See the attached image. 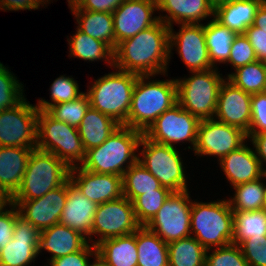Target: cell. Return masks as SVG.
<instances>
[{
	"mask_svg": "<svg viewBox=\"0 0 266 266\" xmlns=\"http://www.w3.org/2000/svg\"><path fill=\"white\" fill-rule=\"evenodd\" d=\"M68 195V180L44 196L33 200H11L20 216L40 232L59 223Z\"/></svg>",
	"mask_w": 266,
	"mask_h": 266,
	"instance_id": "16",
	"label": "cell"
},
{
	"mask_svg": "<svg viewBox=\"0 0 266 266\" xmlns=\"http://www.w3.org/2000/svg\"><path fill=\"white\" fill-rule=\"evenodd\" d=\"M188 193V189L171 192L157 214L145 225L167 244L191 236L192 201Z\"/></svg>",
	"mask_w": 266,
	"mask_h": 266,
	"instance_id": "10",
	"label": "cell"
},
{
	"mask_svg": "<svg viewBox=\"0 0 266 266\" xmlns=\"http://www.w3.org/2000/svg\"><path fill=\"white\" fill-rule=\"evenodd\" d=\"M249 138L255 148L256 157L259 159L260 165L266 173V168H263V162L266 163V133L247 135V139Z\"/></svg>",
	"mask_w": 266,
	"mask_h": 266,
	"instance_id": "51",
	"label": "cell"
},
{
	"mask_svg": "<svg viewBox=\"0 0 266 266\" xmlns=\"http://www.w3.org/2000/svg\"><path fill=\"white\" fill-rule=\"evenodd\" d=\"M158 10L168 16H158L168 27L176 24H200L201 20L214 16V7L208 0H156Z\"/></svg>",
	"mask_w": 266,
	"mask_h": 266,
	"instance_id": "23",
	"label": "cell"
},
{
	"mask_svg": "<svg viewBox=\"0 0 266 266\" xmlns=\"http://www.w3.org/2000/svg\"><path fill=\"white\" fill-rule=\"evenodd\" d=\"M252 25L266 32V6H264L262 3L256 11Z\"/></svg>",
	"mask_w": 266,
	"mask_h": 266,
	"instance_id": "52",
	"label": "cell"
},
{
	"mask_svg": "<svg viewBox=\"0 0 266 266\" xmlns=\"http://www.w3.org/2000/svg\"><path fill=\"white\" fill-rule=\"evenodd\" d=\"M123 196L133 202L138 196L157 190L160 182L139 162H135L122 176Z\"/></svg>",
	"mask_w": 266,
	"mask_h": 266,
	"instance_id": "36",
	"label": "cell"
},
{
	"mask_svg": "<svg viewBox=\"0 0 266 266\" xmlns=\"http://www.w3.org/2000/svg\"><path fill=\"white\" fill-rule=\"evenodd\" d=\"M124 0H74L69 3L71 10L113 13Z\"/></svg>",
	"mask_w": 266,
	"mask_h": 266,
	"instance_id": "48",
	"label": "cell"
},
{
	"mask_svg": "<svg viewBox=\"0 0 266 266\" xmlns=\"http://www.w3.org/2000/svg\"><path fill=\"white\" fill-rule=\"evenodd\" d=\"M90 106V99L87 93H83L75 100L52 105L47 112L54 119L78 128Z\"/></svg>",
	"mask_w": 266,
	"mask_h": 266,
	"instance_id": "39",
	"label": "cell"
},
{
	"mask_svg": "<svg viewBox=\"0 0 266 266\" xmlns=\"http://www.w3.org/2000/svg\"><path fill=\"white\" fill-rule=\"evenodd\" d=\"M263 210L266 211V192H265V202H264Z\"/></svg>",
	"mask_w": 266,
	"mask_h": 266,
	"instance_id": "56",
	"label": "cell"
},
{
	"mask_svg": "<svg viewBox=\"0 0 266 266\" xmlns=\"http://www.w3.org/2000/svg\"><path fill=\"white\" fill-rule=\"evenodd\" d=\"M136 244L138 266H169L168 244L145 226L136 230Z\"/></svg>",
	"mask_w": 266,
	"mask_h": 266,
	"instance_id": "30",
	"label": "cell"
},
{
	"mask_svg": "<svg viewBox=\"0 0 266 266\" xmlns=\"http://www.w3.org/2000/svg\"><path fill=\"white\" fill-rule=\"evenodd\" d=\"M169 55L173 46L190 72L206 71L214 68L208 55L204 24H181L179 32L169 27Z\"/></svg>",
	"mask_w": 266,
	"mask_h": 266,
	"instance_id": "15",
	"label": "cell"
},
{
	"mask_svg": "<svg viewBox=\"0 0 266 266\" xmlns=\"http://www.w3.org/2000/svg\"><path fill=\"white\" fill-rule=\"evenodd\" d=\"M141 225L137 222L133 202L125 196L97 205L93 219L91 236L100 238L93 242L133 234Z\"/></svg>",
	"mask_w": 266,
	"mask_h": 266,
	"instance_id": "13",
	"label": "cell"
},
{
	"mask_svg": "<svg viewBox=\"0 0 266 266\" xmlns=\"http://www.w3.org/2000/svg\"><path fill=\"white\" fill-rule=\"evenodd\" d=\"M138 74L116 70L95 80L87 93L92 108L125 126Z\"/></svg>",
	"mask_w": 266,
	"mask_h": 266,
	"instance_id": "4",
	"label": "cell"
},
{
	"mask_svg": "<svg viewBox=\"0 0 266 266\" xmlns=\"http://www.w3.org/2000/svg\"><path fill=\"white\" fill-rule=\"evenodd\" d=\"M70 168L53 153L33 149L17 192L11 200H33L63 185Z\"/></svg>",
	"mask_w": 266,
	"mask_h": 266,
	"instance_id": "6",
	"label": "cell"
},
{
	"mask_svg": "<svg viewBox=\"0 0 266 266\" xmlns=\"http://www.w3.org/2000/svg\"><path fill=\"white\" fill-rule=\"evenodd\" d=\"M244 35L248 38L254 48L257 60L266 61V32L260 28L251 25L245 30Z\"/></svg>",
	"mask_w": 266,
	"mask_h": 266,
	"instance_id": "49",
	"label": "cell"
},
{
	"mask_svg": "<svg viewBox=\"0 0 266 266\" xmlns=\"http://www.w3.org/2000/svg\"><path fill=\"white\" fill-rule=\"evenodd\" d=\"M158 10L156 0H124L112 13L116 46L140 31L153 26L158 16L152 17Z\"/></svg>",
	"mask_w": 266,
	"mask_h": 266,
	"instance_id": "17",
	"label": "cell"
},
{
	"mask_svg": "<svg viewBox=\"0 0 266 266\" xmlns=\"http://www.w3.org/2000/svg\"><path fill=\"white\" fill-rule=\"evenodd\" d=\"M76 17L77 29L106 43L115 50V33L112 13L87 10H71Z\"/></svg>",
	"mask_w": 266,
	"mask_h": 266,
	"instance_id": "29",
	"label": "cell"
},
{
	"mask_svg": "<svg viewBox=\"0 0 266 266\" xmlns=\"http://www.w3.org/2000/svg\"><path fill=\"white\" fill-rule=\"evenodd\" d=\"M204 32L209 59L213 67H216V62L228 63L232 42L237 34L214 18L204 25Z\"/></svg>",
	"mask_w": 266,
	"mask_h": 266,
	"instance_id": "31",
	"label": "cell"
},
{
	"mask_svg": "<svg viewBox=\"0 0 266 266\" xmlns=\"http://www.w3.org/2000/svg\"><path fill=\"white\" fill-rule=\"evenodd\" d=\"M40 231L20 215L12 240L0 249V266H27L38 256Z\"/></svg>",
	"mask_w": 266,
	"mask_h": 266,
	"instance_id": "19",
	"label": "cell"
},
{
	"mask_svg": "<svg viewBox=\"0 0 266 266\" xmlns=\"http://www.w3.org/2000/svg\"><path fill=\"white\" fill-rule=\"evenodd\" d=\"M69 179L84 196L97 205L123 196L122 177L119 175L95 173L76 166L70 168Z\"/></svg>",
	"mask_w": 266,
	"mask_h": 266,
	"instance_id": "20",
	"label": "cell"
},
{
	"mask_svg": "<svg viewBox=\"0 0 266 266\" xmlns=\"http://www.w3.org/2000/svg\"><path fill=\"white\" fill-rule=\"evenodd\" d=\"M69 48L70 56L78 57L83 60L97 61L106 59L110 66H113L114 51L104 42L94 39L83 33L79 29L75 35L70 37Z\"/></svg>",
	"mask_w": 266,
	"mask_h": 266,
	"instance_id": "33",
	"label": "cell"
},
{
	"mask_svg": "<svg viewBox=\"0 0 266 266\" xmlns=\"http://www.w3.org/2000/svg\"><path fill=\"white\" fill-rule=\"evenodd\" d=\"M171 191L165 187L146 192L133 201L137 222L145 226L159 211Z\"/></svg>",
	"mask_w": 266,
	"mask_h": 266,
	"instance_id": "38",
	"label": "cell"
},
{
	"mask_svg": "<svg viewBox=\"0 0 266 266\" xmlns=\"http://www.w3.org/2000/svg\"><path fill=\"white\" fill-rule=\"evenodd\" d=\"M142 136L143 132L121 125L102 145L87 150L80 166L95 173L122 177L138 161L139 156L135 152Z\"/></svg>",
	"mask_w": 266,
	"mask_h": 266,
	"instance_id": "3",
	"label": "cell"
},
{
	"mask_svg": "<svg viewBox=\"0 0 266 266\" xmlns=\"http://www.w3.org/2000/svg\"><path fill=\"white\" fill-rule=\"evenodd\" d=\"M47 0H0V10H31L38 9L40 4L44 6ZM44 3V4H43Z\"/></svg>",
	"mask_w": 266,
	"mask_h": 266,
	"instance_id": "50",
	"label": "cell"
},
{
	"mask_svg": "<svg viewBox=\"0 0 266 266\" xmlns=\"http://www.w3.org/2000/svg\"><path fill=\"white\" fill-rule=\"evenodd\" d=\"M95 258V261L92 264H89V266H108L99 255H96Z\"/></svg>",
	"mask_w": 266,
	"mask_h": 266,
	"instance_id": "54",
	"label": "cell"
},
{
	"mask_svg": "<svg viewBox=\"0 0 266 266\" xmlns=\"http://www.w3.org/2000/svg\"><path fill=\"white\" fill-rule=\"evenodd\" d=\"M262 4L266 6V0H262Z\"/></svg>",
	"mask_w": 266,
	"mask_h": 266,
	"instance_id": "57",
	"label": "cell"
},
{
	"mask_svg": "<svg viewBox=\"0 0 266 266\" xmlns=\"http://www.w3.org/2000/svg\"><path fill=\"white\" fill-rule=\"evenodd\" d=\"M120 126L114 119L90 106L77 130L87 151L102 145Z\"/></svg>",
	"mask_w": 266,
	"mask_h": 266,
	"instance_id": "27",
	"label": "cell"
},
{
	"mask_svg": "<svg viewBox=\"0 0 266 266\" xmlns=\"http://www.w3.org/2000/svg\"><path fill=\"white\" fill-rule=\"evenodd\" d=\"M226 79L250 94L266 92L264 63L259 60L237 68Z\"/></svg>",
	"mask_w": 266,
	"mask_h": 266,
	"instance_id": "37",
	"label": "cell"
},
{
	"mask_svg": "<svg viewBox=\"0 0 266 266\" xmlns=\"http://www.w3.org/2000/svg\"><path fill=\"white\" fill-rule=\"evenodd\" d=\"M210 2V4L215 8L216 6L222 4V3H226L232 0H208Z\"/></svg>",
	"mask_w": 266,
	"mask_h": 266,
	"instance_id": "55",
	"label": "cell"
},
{
	"mask_svg": "<svg viewBox=\"0 0 266 266\" xmlns=\"http://www.w3.org/2000/svg\"><path fill=\"white\" fill-rule=\"evenodd\" d=\"M11 204V198L0 189V213L4 210L7 205Z\"/></svg>",
	"mask_w": 266,
	"mask_h": 266,
	"instance_id": "53",
	"label": "cell"
},
{
	"mask_svg": "<svg viewBox=\"0 0 266 266\" xmlns=\"http://www.w3.org/2000/svg\"><path fill=\"white\" fill-rule=\"evenodd\" d=\"M262 0H232L214 8V19L236 34H244L253 24Z\"/></svg>",
	"mask_w": 266,
	"mask_h": 266,
	"instance_id": "26",
	"label": "cell"
},
{
	"mask_svg": "<svg viewBox=\"0 0 266 266\" xmlns=\"http://www.w3.org/2000/svg\"><path fill=\"white\" fill-rule=\"evenodd\" d=\"M266 178V173L259 179L235 187V196L229 199L233 212L263 210L265 202L266 185L261 179Z\"/></svg>",
	"mask_w": 266,
	"mask_h": 266,
	"instance_id": "35",
	"label": "cell"
},
{
	"mask_svg": "<svg viewBox=\"0 0 266 266\" xmlns=\"http://www.w3.org/2000/svg\"><path fill=\"white\" fill-rule=\"evenodd\" d=\"M96 248L97 255L108 266H138L136 231L133 234L102 240Z\"/></svg>",
	"mask_w": 266,
	"mask_h": 266,
	"instance_id": "28",
	"label": "cell"
},
{
	"mask_svg": "<svg viewBox=\"0 0 266 266\" xmlns=\"http://www.w3.org/2000/svg\"><path fill=\"white\" fill-rule=\"evenodd\" d=\"M247 139L241 129L217 121L215 118L200 120L197 129L195 155L218 156L219 160L237 150Z\"/></svg>",
	"mask_w": 266,
	"mask_h": 266,
	"instance_id": "14",
	"label": "cell"
},
{
	"mask_svg": "<svg viewBox=\"0 0 266 266\" xmlns=\"http://www.w3.org/2000/svg\"><path fill=\"white\" fill-rule=\"evenodd\" d=\"M218 161L227 180L233 187L255 181L265 174L255 151L251 150L245 143Z\"/></svg>",
	"mask_w": 266,
	"mask_h": 266,
	"instance_id": "22",
	"label": "cell"
},
{
	"mask_svg": "<svg viewBox=\"0 0 266 266\" xmlns=\"http://www.w3.org/2000/svg\"><path fill=\"white\" fill-rule=\"evenodd\" d=\"M10 210H3L0 213V249L5 247L12 240L16 218L20 215L16 205L10 204Z\"/></svg>",
	"mask_w": 266,
	"mask_h": 266,
	"instance_id": "47",
	"label": "cell"
},
{
	"mask_svg": "<svg viewBox=\"0 0 266 266\" xmlns=\"http://www.w3.org/2000/svg\"><path fill=\"white\" fill-rule=\"evenodd\" d=\"M88 243L87 238L79 232L57 223L40 232L38 253L45 249L52 253L50 260H53L79 251Z\"/></svg>",
	"mask_w": 266,
	"mask_h": 266,
	"instance_id": "24",
	"label": "cell"
},
{
	"mask_svg": "<svg viewBox=\"0 0 266 266\" xmlns=\"http://www.w3.org/2000/svg\"><path fill=\"white\" fill-rule=\"evenodd\" d=\"M39 109L24 98L0 112V146L36 149Z\"/></svg>",
	"mask_w": 266,
	"mask_h": 266,
	"instance_id": "11",
	"label": "cell"
},
{
	"mask_svg": "<svg viewBox=\"0 0 266 266\" xmlns=\"http://www.w3.org/2000/svg\"><path fill=\"white\" fill-rule=\"evenodd\" d=\"M208 251H206L205 266H249L239 245L231 243L218 247L209 255Z\"/></svg>",
	"mask_w": 266,
	"mask_h": 266,
	"instance_id": "42",
	"label": "cell"
},
{
	"mask_svg": "<svg viewBox=\"0 0 266 266\" xmlns=\"http://www.w3.org/2000/svg\"><path fill=\"white\" fill-rule=\"evenodd\" d=\"M239 247L249 266H266V235L260 240H244Z\"/></svg>",
	"mask_w": 266,
	"mask_h": 266,
	"instance_id": "45",
	"label": "cell"
},
{
	"mask_svg": "<svg viewBox=\"0 0 266 266\" xmlns=\"http://www.w3.org/2000/svg\"><path fill=\"white\" fill-rule=\"evenodd\" d=\"M257 61L254 48L244 34H237L232 42L228 62L236 70Z\"/></svg>",
	"mask_w": 266,
	"mask_h": 266,
	"instance_id": "43",
	"label": "cell"
},
{
	"mask_svg": "<svg viewBox=\"0 0 266 266\" xmlns=\"http://www.w3.org/2000/svg\"><path fill=\"white\" fill-rule=\"evenodd\" d=\"M191 73V77L176 79L177 102L199 120L214 118L219 89L226 78L217 68Z\"/></svg>",
	"mask_w": 266,
	"mask_h": 266,
	"instance_id": "8",
	"label": "cell"
},
{
	"mask_svg": "<svg viewBox=\"0 0 266 266\" xmlns=\"http://www.w3.org/2000/svg\"><path fill=\"white\" fill-rule=\"evenodd\" d=\"M206 251L193 236L168 243L169 266H205Z\"/></svg>",
	"mask_w": 266,
	"mask_h": 266,
	"instance_id": "34",
	"label": "cell"
},
{
	"mask_svg": "<svg viewBox=\"0 0 266 266\" xmlns=\"http://www.w3.org/2000/svg\"><path fill=\"white\" fill-rule=\"evenodd\" d=\"M232 244L244 240H260L266 235V211L254 210L233 212Z\"/></svg>",
	"mask_w": 266,
	"mask_h": 266,
	"instance_id": "32",
	"label": "cell"
},
{
	"mask_svg": "<svg viewBox=\"0 0 266 266\" xmlns=\"http://www.w3.org/2000/svg\"><path fill=\"white\" fill-rule=\"evenodd\" d=\"M251 96L229 80H224L218 93L217 121L237 127L247 134L251 122Z\"/></svg>",
	"mask_w": 266,
	"mask_h": 266,
	"instance_id": "18",
	"label": "cell"
},
{
	"mask_svg": "<svg viewBox=\"0 0 266 266\" xmlns=\"http://www.w3.org/2000/svg\"><path fill=\"white\" fill-rule=\"evenodd\" d=\"M150 77L152 75H138L125 122V126L143 133L161 114L177 103L176 79L146 82Z\"/></svg>",
	"mask_w": 266,
	"mask_h": 266,
	"instance_id": "2",
	"label": "cell"
},
{
	"mask_svg": "<svg viewBox=\"0 0 266 266\" xmlns=\"http://www.w3.org/2000/svg\"><path fill=\"white\" fill-rule=\"evenodd\" d=\"M33 148L0 146V189L10 198L17 192Z\"/></svg>",
	"mask_w": 266,
	"mask_h": 266,
	"instance_id": "25",
	"label": "cell"
},
{
	"mask_svg": "<svg viewBox=\"0 0 266 266\" xmlns=\"http://www.w3.org/2000/svg\"><path fill=\"white\" fill-rule=\"evenodd\" d=\"M139 146L142 158L138 161L160 182L162 187L171 192L187 190L186 176L184 174L183 162L179 151L173 146L163 145L151 141L142 136Z\"/></svg>",
	"mask_w": 266,
	"mask_h": 266,
	"instance_id": "9",
	"label": "cell"
},
{
	"mask_svg": "<svg viewBox=\"0 0 266 266\" xmlns=\"http://www.w3.org/2000/svg\"><path fill=\"white\" fill-rule=\"evenodd\" d=\"M36 149L53 153L69 168L80 166L86 156L77 128L42 110H39L37 118Z\"/></svg>",
	"mask_w": 266,
	"mask_h": 266,
	"instance_id": "7",
	"label": "cell"
},
{
	"mask_svg": "<svg viewBox=\"0 0 266 266\" xmlns=\"http://www.w3.org/2000/svg\"><path fill=\"white\" fill-rule=\"evenodd\" d=\"M170 28L158 20L153 26L120 42L113 55V66L138 75L167 72Z\"/></svg>",
	"mask_w": 266,
	"mask_h": 266,
	"instance_id": "1",
	"label": "cell"
},
{
	"mask_svg": "<svg viewBox=\"0 0 266 266\" xmlns=\"http://www.w3.org/2000/svg\"><path fill=\"white\" fill-rule=\"evenodd\" d=\"M97 255V248L88 243L83 249L60 258L49 260L50 266H89L90 256Z\"/></svg>",
	"mask_w": 266,
	"mask_h": 266,
	"instance_id": "46",
	"label": "cell"
},
{
	"mask_svg": "<svg viewBox=\"0 0 266 266\" xmlns=\"http://www.w3.org/2000/svg\"><path fill=\"white\" fill-rule=\"evenodd\" d=\"M266 133V92L251 96V122L246 135Z\"/></svg>",
	"mask_w": 266,
	"mask_h": 266,
	"instance_id": "44",
	"label": "cell"
},
{
	"mask_svg": "<svg viewBox=\"0 0 266 266\" xmlns=\"http://www.w3.org/2000/svg\"><path fill=\"white\" fill-rule=\"evenodd\" d=\"M97 204L84 196L68 179V195L59 223L79 232L88 241L92 239L91 230Z\"/></svg>",
	"mask_w": 266,
	"mask_h": 266,
	"instance_id": "21",
	"label": "cell"
},
{
	"mask_svg": "<svg viewBox=\"0 0 266 266\" xmlns=\"http://www.w3.org/2000/svg\"><path fill=\"white\" fill-rule=\"evenodd\" d=\"M199 122L177 102L161 114L143 135L153 142L172 147L174 143L189 141L194 150Z\"/></svg>",
	"mask_w": 266,
	"mask_h": 266,
	"instance_id": "12",
	"label": "cell"
},
{
	"mask_svg": "<svg viewBox=\"0 0 266 266\" xmlns=\"http://www.w3.org/2000/svg\"><path fill=\"white\" fill-rule=\"evenodd\" d=\"M78 86L79 85L74 78L65 77V75H62L55 79L51 84V102L41 99L38 101V105L36 104V107L39 110L47 111L52 105L75 100L84 93L79 92Z\"/></svg>",
	"mask_w": 266,
	"mask_h": 266,
	"instance_id": "40",
	"label": "cell"
},
{
	"mask_svg": "<svg viewBox=\"0 0 266 266\" xmlns=\"http://www.w3.org/2000/svg\"><path fill=\"white\" fill-rule=\"evenodd\" d=\"M0 62V112L13 108L23 99V84Z\"/></svg>",
	"mask_w": 266,
	"mask_h": 266,
	"instance_id": "41",
	"label": "cell"
},
{
	"mask_svg": "<svg viewBox=\"0 0 266 266\" xmlns=\"http://www.w3.org/2000/svg\"><path fill=\"white\" fill-rule=\"evenodd\" d=\"M264 63V68H265V74H266V61Z\"/></svg>",
	"mask_w": 266,
	"mask_h": 266,
	"instance_id": "58",
	"label": "cell"
},
{
	"mask_svg": "<svg viewBox=\"0 0 266 266\" xmlns=\"http://www.w3.org/2000/svg\"><path fill=\"white\" fill-rule=\"evenodd\" d=\"M233 211L229 201L192 202L191 234L206 250L232 243ZM193 232V233H192Z\"/></svg>",
	"mask_w": 266,
	"mask_h": 266,
	"instance_id": "5",
	"label": "cell"
}]
</instances>
